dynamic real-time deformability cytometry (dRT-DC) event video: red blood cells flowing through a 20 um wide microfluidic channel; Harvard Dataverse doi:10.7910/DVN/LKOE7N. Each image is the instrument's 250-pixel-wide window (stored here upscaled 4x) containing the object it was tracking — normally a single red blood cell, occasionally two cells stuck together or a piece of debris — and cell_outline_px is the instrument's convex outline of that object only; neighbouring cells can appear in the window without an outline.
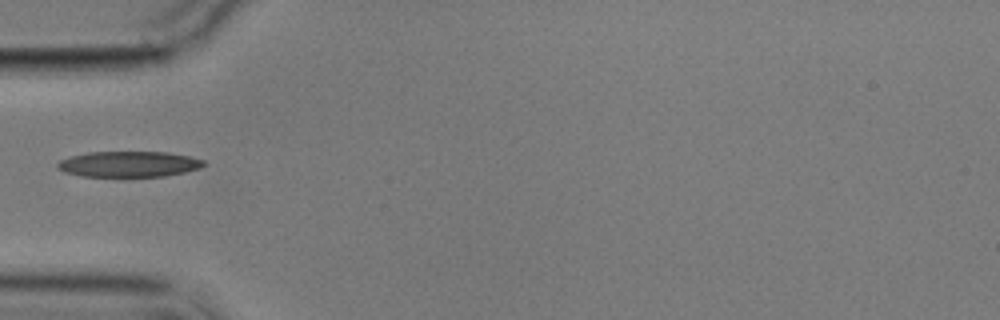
{"species": "common noctule bat (a hibernating species)", "species_latin": "Nyctalus noctula", "temperature_condition": "cold", "stored_images_in_passage": 1, "camera_frame_rate_fps": 3000, "um_per_image_px": 0.085, "animal": {"sex": "male", "body_mass_g": 17.9}, "frame": {"image": 1, "passage_image": 1, "time_ms": 0.0, "image_size_px": [1000, 320], "cell_outline_px": [[204, 164], [200, 168], [184, 172], [164, 176], [80, 176], [64, 172], [56, 168], [56, 164], [60, 160], [68, 156], [88, 152], [168, 152], [188, 156], [204, 160]], "centroid_in_image_um": [10.89, 13.94], "position_along_channel_um": 74.1, "area_um2": 21.91}}